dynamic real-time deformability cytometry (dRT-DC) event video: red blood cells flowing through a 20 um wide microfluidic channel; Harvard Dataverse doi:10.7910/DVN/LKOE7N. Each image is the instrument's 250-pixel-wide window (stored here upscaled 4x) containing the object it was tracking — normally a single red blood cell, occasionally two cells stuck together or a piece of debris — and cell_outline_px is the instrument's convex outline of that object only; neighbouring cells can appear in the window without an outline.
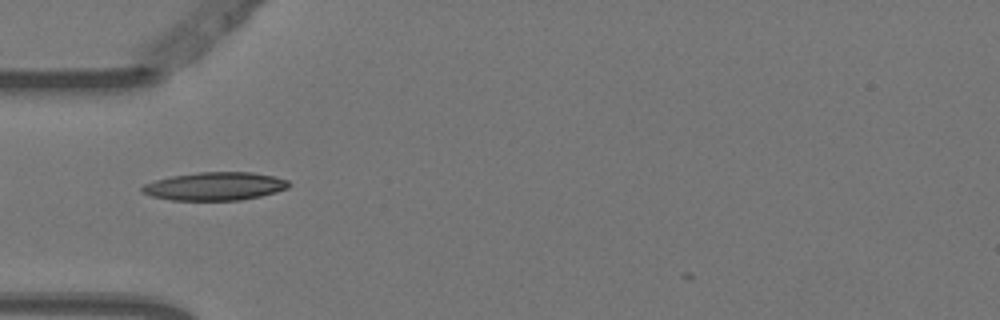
{"species": "Egyptian fruit bat (a non-hibernating species)", "species_latin": "Rousettus aegyptiacus", "temperature_condition": "warm", "stored_images_in_passage": 2, "camera_frame_rate_fps": 3000, "um_per_image_px": 0.085, "animal": {"sex": "female"}, "frame": {"image": 1, "passage_image": 1, "time_ms": 0.0, "image_size_px": [1000, 320], "cell_outline_px": [[292, 184], [288, 188], [276, 192], [260, 196], [240, 200], [172, 200], [152, 196], [140, 192], [140, 188], [144, 184], [156, 180], [172, 176], [196, 172], [252, 172], [272, 176], [288, 180]], "centroid_in_image_um": [18.27, 15.83], "position_along_channel_um": 66.7, "area_um2": 24.1}}